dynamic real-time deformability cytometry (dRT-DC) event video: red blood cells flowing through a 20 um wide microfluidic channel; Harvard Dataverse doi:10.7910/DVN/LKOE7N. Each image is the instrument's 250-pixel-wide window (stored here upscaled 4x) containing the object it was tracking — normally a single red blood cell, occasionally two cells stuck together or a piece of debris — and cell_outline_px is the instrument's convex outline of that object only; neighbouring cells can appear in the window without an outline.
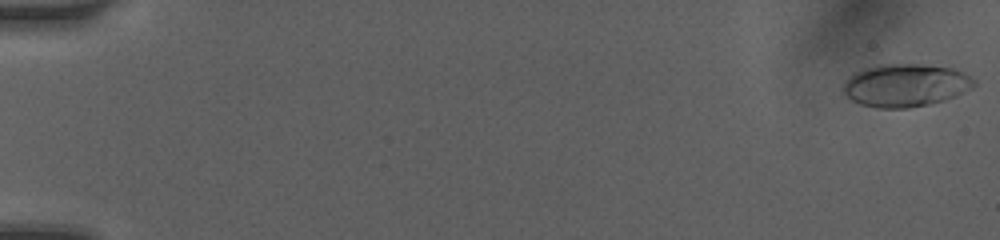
{"species": "human", "species_latin": "Homo sapiens", "temperature_condition": "room temperature", "stored_images_in_passage": 5, "camera_frame_rate_fps": 3000, "um_per_image_px": 0.085, "donor": {"sex": "female"}, "frame": {"image": 1, "passage_image": 1, "time_ms": 0.0, "image_size_px": [1000, 240], "cell_outline_px": [[976, 84], [972, 88], [956, 96], [944, 100], [928, 104], [908, 108], [876, 108], [860, 104], [852, 100], [844, 92], [844, 80], [848, 76], [864, 68], [880, 64], [916, 64], [956, 68], [972, 76], [976, 80]], "centroid_in_image_um": [77.0, 7.24], "position_along_channel_um": 8.0, "area_um2": 32.89}}